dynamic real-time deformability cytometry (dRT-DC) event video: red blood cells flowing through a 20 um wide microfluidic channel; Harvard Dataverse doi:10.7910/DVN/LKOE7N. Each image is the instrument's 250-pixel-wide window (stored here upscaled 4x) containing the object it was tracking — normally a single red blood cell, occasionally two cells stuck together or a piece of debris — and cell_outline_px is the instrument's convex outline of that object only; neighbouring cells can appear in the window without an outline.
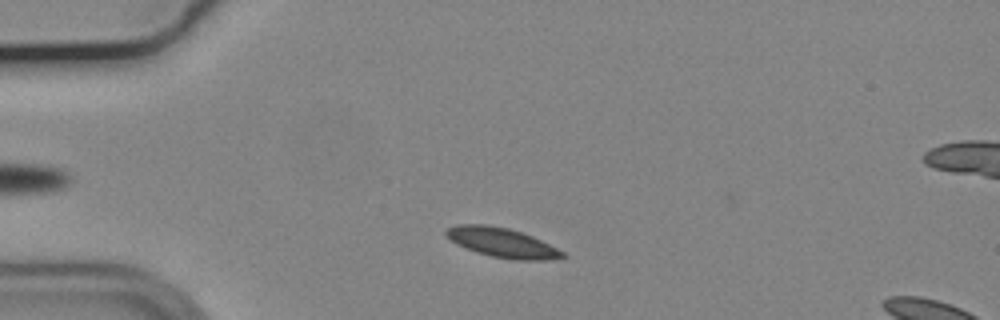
{"species": "common noctule bat (a hibernating species)", "species_latin": "Nyctalus noctula", "temperature_condition": "cold", "stored_images_in_passage": 49, "segment_of_instrument_passage": [1, 2], "camera_frame_rate_fps": 3000, "um_per_image_px": 0.085, "animal": {"sex": "male", "body_mass_g": 19.2, "forearm_length_mm": 51.8}, "frame": {"image": 1, "passage_image": 6, "time_ms": 1.667, "image_size_px": [1000, 320], "cell_outline_px": [[568, 256], [552, 260], [512, 260], [492, 256], [476, 252], [456, 244], [444, 232], [448, 228], [456, 224], [488, 224], [508, 228], [532, 236], [564, 252]], "centroid_in_image_um": [42.69, 20.63], "position_along_channel_um": 42.3, "area_um2": 19.94}}
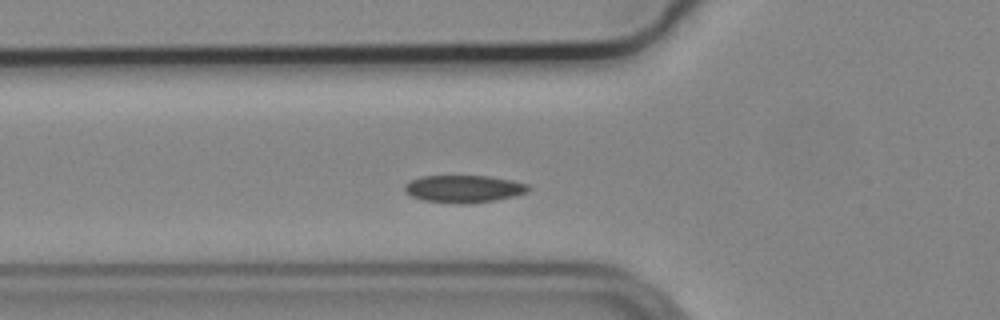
{"frame": {"image": 2, "passage_image": 12, "time_ms": 3.667, "image_size_px": [1000, 320], "cell_outline_px": [[532, 188], [528, 192], [512, 196], [492, 200], [468, 204], [464, 204], [424, 200], [412, 196], [404, 192], [404, 184], [420, 176], [488, 176], [512, 180], [528, 184]], "centroid_in_image_um": [39.42, 16.04], "position_along_channel_um": 86.4, "area_um2": 19.65}}
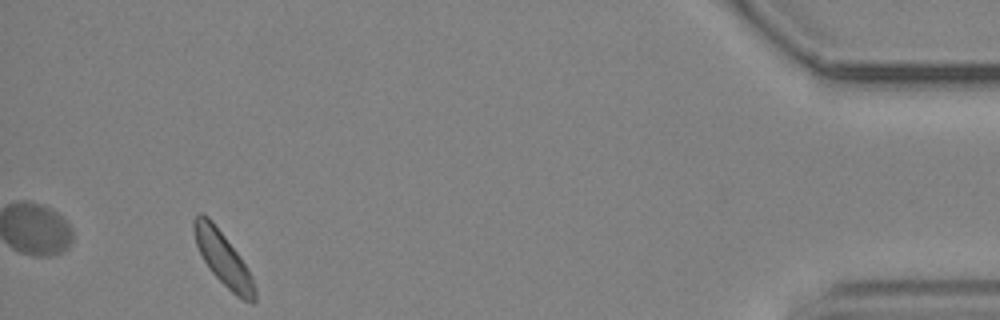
{"frame": {"image": 3, "passage_image": 45, "time_ms": 14.667, "image_size_px": [1000, 320], "cell_outline_px": [[256, 300], [252, 304], [236, 296], [208, 268], [196, 244], [192, 228], [192, 220], [200, 212], [204, 212], [212, 220], [248, 268], [252, 276], [256, 292]], "centroid_in_image_um": [18.95, 21.97], "position_along_channel_um": 416.2, "area_um2": 18.84}}